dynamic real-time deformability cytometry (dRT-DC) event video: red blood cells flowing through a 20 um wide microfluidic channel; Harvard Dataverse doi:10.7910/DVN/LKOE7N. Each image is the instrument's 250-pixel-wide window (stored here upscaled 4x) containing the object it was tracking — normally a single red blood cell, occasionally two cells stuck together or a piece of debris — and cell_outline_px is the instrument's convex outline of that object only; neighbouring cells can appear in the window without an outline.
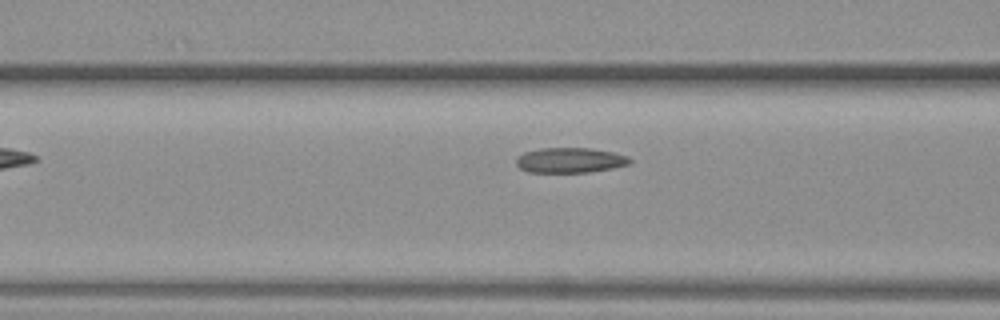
{"species": "common noctule bat (a hibernating species)", "species_latin": "Nyctalus noctula", "temperature_condition": "warm", "stored_images_in_passage": 8, "camera_frame_rate_fps": 3000, "um_per_image_px": 0.085, "animal": {"sex": "female", "body_mass_g": 19.3, "forearm_length_mm": 54.1}, "frame": {"image": 1, "passage_image": 7, "time_ms": 2.0, "image_size_px": [1000, 320], "cell_outline_px": [[632, 160], [628, 164], [612, 168], [588, 172], [528, 172], [520, 168], [516, 164], [516, 156], [524, 152], [540, 148], [588, 148], [616, 152], [628, 156]], "centroid_in_image_um": [48.44, 13.61], "position_along_channel_um": 118.2, "area_um2": 16.7}}